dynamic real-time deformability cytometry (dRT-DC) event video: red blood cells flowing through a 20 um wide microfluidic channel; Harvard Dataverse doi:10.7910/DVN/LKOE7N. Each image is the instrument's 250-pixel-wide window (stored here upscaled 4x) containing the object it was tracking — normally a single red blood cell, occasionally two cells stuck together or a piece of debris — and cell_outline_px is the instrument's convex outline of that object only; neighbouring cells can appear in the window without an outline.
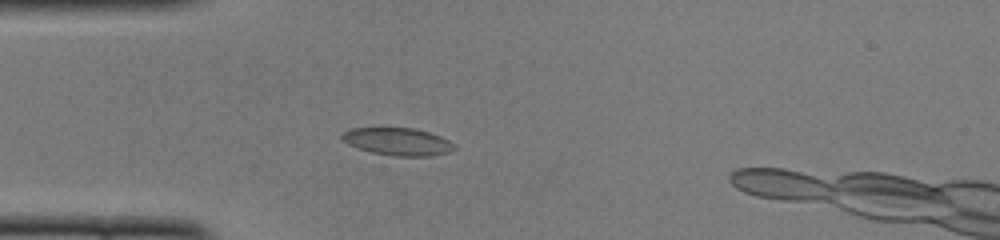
{"species": "common noctule bat (a hibernating species)", "species_latin": "Nyctalus noctula", "temperature_condition": "cold", "stored_images_in_passage": 42, "camera_frame_rate_fps": 3000, "um_per_image_px": 0.085, "animal": {"sex": "female", "body_mass_g": 22.0, "forearm_length_mm": 56.7}, "frame": {"image": 1, "passage_image": 9, "time_ms": 2.667, "image_size_px": [1000, 240], "cell_outline_px": [[456, 148], [448, 152], [432, 156], [396, 156], [372, 152], [348, 144], [340, 136], [344, 132], [352, 128], [412, 128], [428, 132], [440, 136], [448, 140]], "centroid_in_image_um": [33.81, 12.03], "position_along_channel_um": 51.2, "area_um2": 17.69}}
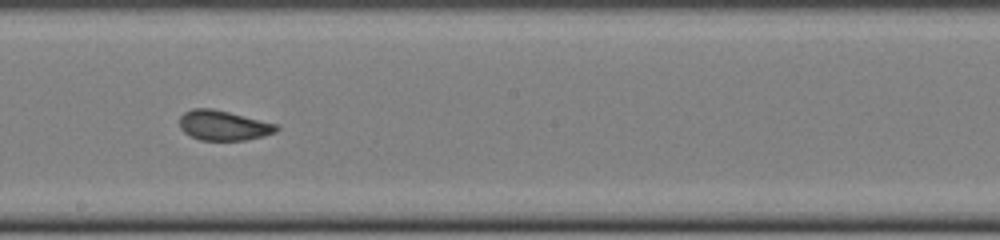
{"frame": {"image": 2, "passage_image": 23, "time_ms": 7.333, "image_size_px": [1000, 240], "cell_outline_px": [[280, 128], [276, 132], [264, 136], [244, 140], [200, 140], [184, 132], [180, 128], [180, 116], [184, 112], [192, 108], [212, 108], [276, 124]], "centroid_in_image_um": [18.98, 10.66], "position_along_channel_um": 229.2, "area_um2": 16.76}}
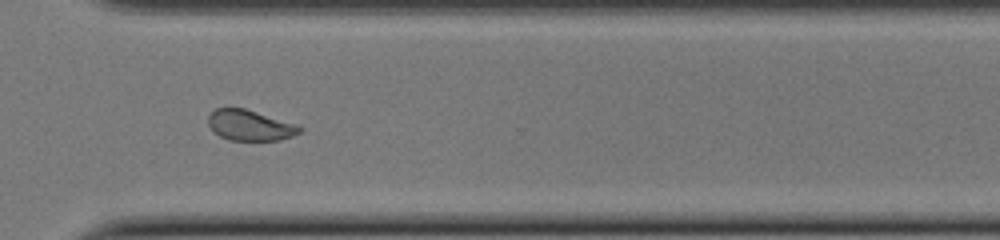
{"frame": {"image": 3, "passage_image": 32, "time_ms": 10.333, "image_size_px": [1000, 240], "cell_outline_px": [[304, 128], [300, 132], [292, 136], [280, 140], [228, 140], [220, 136], [208, 124], [208, 116], [216, 108], [244, 108], [296, 124]], "centroid_in_image_um": [21.26, 10.65], "position_along_channel_um": 349.3, "area_um2": 16.13}, "authors_computed_cell_mechanics": {"area_um2": 17.629, "velocity_mm_per_s": 3.9776, "shape_relaxation_time_tau1_ms": 9.7136, "shape_relaxation_time_tau2_ms": 0.7886, "deformation_change_tau1": 0.1557, "deformation_change_tau2": 0.0597}}